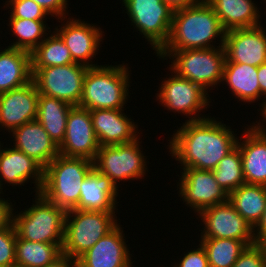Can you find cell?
I'll list each match as a JSON object with an SVG mask.
<instances>
[{
	"mask_svg": "<svg viewBox=\"0 0 266 267\" xmlns=\"http://www.w3.org/2000/svg\"><path fill=\"white\" fill-rule=\"evenodd\" d=\"M230 128L209 116L197 121L187 119L172 135L169 152L182 168L213 171L237 145L238 138Z\"/></svg>",
	"mask_w": 266,
	"mask_h": 267,
	"instance_id": "1",
	"label": "cell"
},
{
	"mask_svg": "<svg viewBox=\"0 0 266 267\" xmlns=\"http://www.w3.org/2000/svg\"><path fill=\"white\" fill-rule=\"evenodd\" d=\"M225 33L214 9L204 1L174 11L169 40L160 51L215 48L211 42L219 36L224 45Z\"/></svg>",
	"mask_w": 266,
	"mask_h": 267,
	"instance_id": "2",
	"label": "cell"
},
{
	"mask_svg": "<svg viewBox=\"0 0 266 267\" xmlns=\"http://www.w3.org/2000/svg\"><path fill=\"white\" fill-rule=\"evenodd\" d=\"M93 168L90 159L59 154L44 168V183L40 192L65 211L75 209L81 184Z\"/></svg>",
	"mask_w": 266,
	"mask_h": 267,
	"instance_id": "3",
	"label": "cell"
},
{
	"mask_svg": "<svg viewBox=\"0 0 266 267\" xmlns=\"http://www.w3.org/2000/svg\"><path fill=\"white\" fill-rule=\"evenodd\" d=\"M127 65L89 67L83 81L79 107L94 109H123L128 99L130 75Z\"/></svg>",
	"mask_w": 266,
	"mask_h": 267,
	"instance_id": "4",
	"label": "cell"
},
{
	"mask_svg": "<svg viewBox=\"0 0 266 267\" xmlns=\"http://www.w3.org/2000/svg\"><path fill=\"white\" fill-rule=\"evenodd\" d=\"M217 48L183 49L179 51H159V58L173 59L169 69L198 85L207 94L209 88L223 82L226 54L224 45ZM171 57V58H170Z\"/></svg>",
	"mask_w": 266,
	"mask_h": 267,
	"instance_id": "5",
	"label": "cell"
},
{
	"mask_svg": "<svg viewBox=\"0 0 266 267\" xmlns=\"http://www.w3.org/2000/svg\"><path fill=\"white\" fill-rule=\"evenodd\" d=\"M35 204L14 216L13 225L21 239L43 243H63L66 211L35 193Z\"/></svg>",
	"mask_w": 266,
	"mask_h": 267,
	"instance_id": "6",
	"label": "cell"
},
{
	"mask_svg": "<svg viewBox=\"0 0 266 267\" xmlns=\"http://www.w3.org/2000/svg\"><path fill=\"white\" fill-rule=\"evenodd\" d=\"M115 212L66 211L62 253L78 259L116 225Z\"/></svg>",
	"mask_w": 266,
	"mask_h": 267,
	"instance_id": "7",
	"label": "cell"
},
{
	"mask_svg": "<svg viewBox=\"0 0 266 267\" xmlns=\"http://www.w3.org/2000/svg\"><path fill=\"white\" fill-rule=\"evenodd\" d=\"M125 10L156 54L168 42L174 11L163 0H122Z\"/></svg>",
	"mask_w": 266,
	"mask_h": 267,
	"instance_id": "8",
	"label": "cell"
},
{
	"mask_svg": "<svg viewBox=\"0 0 266 267\" xmlns=\"http://www.w3.org/2000/svg\"><path fill=\"white\" fill-rule=\"evenodd\" d=\"M139 139L138 137L129 143L100 146L93 160L94 169L108 176L116 185L122 180L142 179L147 165L146 156L141 153Z\"/></svg>",
	"mask_w": 266,
	"mask_h": 267,
	"instance_id": "9",
	"label": "cell"
},
{
	"mask_svg": "<svg viewBox=\"0 0 266 267\" xmlns=\"http://www.w3.org/2000/svg\"><path fill=\"white\" fill-rule=\"evenodd\" d=\"M88 67L78 63L31 68L38 93L78 106L83 93V81Z\"/></svg>",
	"mask_w": 266,
	"mask_h": 267,
	"instance_id": "10",
	"label": "cell"
},
{
	"mask_svg": "<svg viewBox=\"0 0 266 267\" xmlns=\"http://www.w3.org/2000/svg\"><path fill=\"white\" fill-rule=\"evenodd\" d=\"M166 79L162 81L161 88L158 89L159 93L156 95L159 103L163 104L162 106L172 112L188 115V117L192 115L189 117V121L208 118L207 116L200 117L199 112L209 107L211 101H209V96H206L209 94L192 81L180 77L176 73Z\"/></svg>",
	"mask_w": 266,
	"mask_h": 267,
	"instance_id": "11",
	"label": "cell"
},
{
	"mask_svg": "<svg viewBox=\"0 0 266 267\" xmlns=\"http://www.w3.org/2000/svg\"><path fill=\"white\" fill-rule=\"evenodd\" d=\"M204 230L200 238H229L243 241L247 246L256 243L254 228L227 201L201 211Z\"/></svg>",
	"mask_w": 266,
	"mask_h": 267,
	"instance_id": "12",
	"label": "cell"
},
{
	"mask_svg": "<svg viewBox=\"0 0 266 267\" xmlns=\"http://www.w3.org/2000/svg\"><path fill=\"white\" fill-rule=\"evenodd\" d=\"M179 194L197 214L206 208L228 201L229 194L215 180L214 172L195 168H181Z\"/></svg>",
	"mask_w": 266,
	"mask_h": 267,
	"instance_id": "13",
	"label": "cell"
},
{
	"mask_svg": "<svg viewBox=\"0 0 266 267\" xmlns=\"http://www.w3.org/2000/svg\"><path fill=\"white\" fill-rule=\"evenodd\" d=\"M100 145L95 135L88 109L73 106L67 118L64 140L59 145L60 155L94 160Z\"/></svg>",
	"mask_w": 266,
	"mask_h": 267,
	"instance_id": "14",
	"label": "cell"
},
{
	"mask_svg": "<svg viewBox=\"0 0 266 267\" xmlns=\"http://www.w3.org/2000/svg\"><path fill=\"white\" fill-rule=\"evenodd\" d=\"M224 49L229 62L259 67L266 63V30L259 25L226 31Z\"/></svg>",
	"mask_w": 266,
	"mask_h": 267,
	"instance_id": "15",
	"label": "cell"
},
{
	"mask_svg": "<svg viewBox=\"0 0 266 267\" xmlns=\"http://www.w3.org/2000/svg\"><path fill=\"white\" fill-rule=\"evenodd\" d=\"M68 20L59 29L58 27L55 28V32L70 50L74 63L85 65L88 68L99 66L97 63L93 64L91 59L98 54L97 51L103 40L102 34L104 32L100 27L79 19H72L71 17Z\"/></svg>",
	"mask_w": 266,
	"mask_h": 267,
	"instance_id": "16",
	"label": "cell"
},
{
	"mask_svg": "<svg viewBox=\"0 0 266 267\" xmlns=\"http://www.w3.org/2000/svg\"><path fill=\"white\" fill-rule=\"evenodd\" d=\"M39 93L32 80L26 85L0 94V128L9 133L36 120Z\"/></svg>",
	"mask_w": 266,
	"mask_h": 267,
	"instance_id": "17",
	"label": "cell"
},
{
	"mask_svg": "<svg viewBox=\"0 0 266 267\" xmlns=\"http://www.w3.org/2000/svg\"><path fill=\"white\" fill-rule=\"evenodd\" d=\"M125 234L117 224L77 260L79 267H128L132 264Z\"/></svg>",
	"mask_w": 266,
	"mask_h": 267,
	"instance_id": "18",
	"label": "cell"
},
{
	"mask_svg": "<svg viewBox=\"0 0 266 267\" xmlns=\"http://www.w3.org/2000/svg\"><path fill=\"white\" fill-rule=\"evenodd\" d=\"M124 109L90 110L93 129L100 146L129 143L137 139V125ZM123 112V113H122Z\"/></svg>",
	"mask_w": 266,
	"mask_h": 267,
	"instance_id": "19",
	"label": "cell"
},
{
	"mask_svg": "<svg viewBox=\"0 0 266 267\" xmlns=\"http://www.w3.org/2000/svg\"><path fill=\"white\" fill-rule=\"evenodd\" d=\"M0 191L3 182L10 185H23L32 179L36 193L40 192L44 183V168L33 158L20 150L12 148L0 149Z\"/></svg>",
	"mask_w": 266,
	"mask_h": 267,
	"instance_id": "20",
	"label": "cell"
},
{
	"mask_svg": "<svg viewBox=\"0 0 266 267\" xmlns=\"http://www.w3.org/2000/svg\"><path fill=\"white\" fill-rule=\"evenodd\" d=\"M12 132L14 148L33 158L43 168L60 154L59 146L37 120L27 122Z\"/></svg>",
	"mask_w": 266,
	"mask_h": 267,
	"instance_id": "21",
	"label": "cell"
},
{
	"mask_svg": "<svg viewBox=\"0 0 266 267\" xmlns=\"http://www.w3.org/2000/svg\"><path fill=\"white\" fill-rule=\"evenodd\" d=\"M118 188L108 176L93 168L81 184L79 202L75 209L115 212Z\"/></svg>",
	"mask_w": 266,
	"mask_h": 267,
	"instance_id": "22",
	"label": "cell"
},
{
	"mask_svg": "<svg viewBox=\"0 0 266 267\" xmlns=\"http://www.w3.org/2000/svg\"><path fill=\"white\" fill-rule=\"evenodd\" d=\"M243 142L237 140L241 152L246 184L266 186V135L251 127L244 130Z\"/></svg>",
	"mask_w": 266,
	"mask_h": 267,
	"instance_id": "23",
	"label": "cell"
},
{
	"mask_svg": "<svg viewBox=\"0 0 266 267\" xmlns=\"http://www.w3.org/2000/svg\"><path fill=\"white\" fill-rule=\"evenodd\" d=\"M0 51V94L32 81L30 52L11 47Z\"/></svg>",
	"mask_w": 266,
	"mask_h": 267,
	"instance_id": "24",
	"label": "cell"
},
{
	"mask_svg": "<svg viewBox=\"0 0 266 267\" xmlns=\"http://www.w3.org/2000/svg\"><path fill=\"white\" fill-rule=\"evenodd\" d=\"M225 31L260 25V11L252 0H206Z\"/></svg>",
	"mask_w": 266,
	"mask_h": 267,
	"instance_id": "25",
	"label": "cell"
},
{
	"mask_svg": "<svg viewBox=\"0 0 266 267\" xmlns=\"http://www.w3.org/2000/svg\"><path fill=\"white\" fill-rule=\"evenodd\" d=\"M241 102H255L261 98L258 67L229 62L224 64L223 80Z\"/></svg>",
	"mask_w": 266,
	"mask_h": 267,
	"instance_id": "26",
	"label": "cell"
},
{
	"mask_svg": "<svg viewBox=\"0 0 266 267\" xmlns=\"http://www.w3.org/2000/svg\"><path fill=\"white\" fill-rule=\"evenodd\" d=\"M72 107L57 98L39 94L36 120L58 146L64 140L67 118Z\"/></svg>",
	"mask_w": 266,
	"mask_h": 267,
	"instance_id": "27",
	"label": "cell"
},
{
	"mask_svg": "<svg viewBox=\"0 0 266 267\" xmlns=\"http://www.w3.org/2000/svg\"><path fill=\"white\" fill-rule=\"evenodd\" d=\"M228 201L254 228L265 210L266 186L245 183L229 194Z\"/></svg>",
	"mask_w": 266,
	"mask_h": 267,
	"instance_id": "28",
	"label": "cell"
},
{
	"mask_svg": "<svg viewBox=\"0 0 266 267\" xmlns=\"http://www.w3.org/2000/svg\"><path fill=\"white\" fill-rule=\"evenodd\" d=\"M63 243H43L17 236L15 267H44L54 263L62 253Z\"/></svg>",
	"mask_w": 266,
	"mask_h": 267,
	"instance_id": "29",
	"label": "cell"
},
{
	"mask_svg": "<svg viewBox=\"0 0 266 267\" xmlns=\"http://www.w3.org/2000/svg\"><path fill=\"white\" fill-rule=\"evenodd\" d=\"M30 55L31 68H46L74 63L70 50L56 32L44 38Z\"/></svg>",
	"mask_w": 266,
	"mask_h": 267,
	"instance_id": "30",
	"label": "cell"
},
{
	"mask_svg": "<svg viewBox=\"0 0 266 267\" xmlns=\"http://www.w3.org/2000/svg\"><path fill=\"white\" fill-rule=\"evenodd\" d=\"M200 240L210 267H232L247 246L237 239L201 238Z\"/></svg>",
	"mask_w": 266,
	"mask_h": 267,
	"instance_id": "31",
	"label": "cell"
},
{
	"mask_svg": "<svg viewBox=\"0 0 266 267\" xmlns=\"http://www.w3.org/2000/svg\"><path fill=\"white\" fill-rule=\"evenodd\" d=\"M11 30L18 40L11 43V48L32 52L42 41L44 36H48L46 23L44 20H30L21 18H9ZM46 34V35H45ZM17 36V37H16ZM43 37V38H42Z\"/></svg>",
	"mask_w": 266,
	"mask_h": 267,
	"instance_id": "32",
	"label": "cell"
},
{
	"mask_svg": "<svg viewBox=\"0 0 266 267\" xmlns=\"http://www.w3.org/2000/svg\"><path fill=\"white\" fill-rule=\"evenodd\" d=\"M215 180L219 186L228 194L245 184L242 169V157L239 148L236 146L224 156L213 170Z\"/></svg>",
	"mask_w": 266,
	"mask_h": 267,
	"instance_id": "33",
	"label": "cell"
},
{
	"mask_svg": "<svg viewBox=\"0 0 266 267\" xmlns=\"http://www.w3.org/2000/svg\"><path fill=\"white\" fill-rule=\"evenodd\" d=\"M6 3L7 7L10 5V18L46 20V15H49L34 0H7Z\"/></svg>",
	"mask_w": 266,
	"mask_h": 267,
	"instance_id": "34",
	"label": "cell"
},
{
	"mask_svg": "<svg viewBox=\"0 0 266 267\" xmlns=\"http://www.w3.org/2000/svg\"><path fill=\"white\" fill-rule=\"evenodd\" d=\"M16 239L13 223L0 230V267H15Z\"/></svg>",
	"mask_w": 266,
	"mask_h": 267,
	"instance_id": "35",
	"label": "cell"
},
{
	"mask_svg": "<svg viewBox=\"0 0 266 267\" xmlns=\"http://www.w3.org/2000/svg\"><path fill=\"white\" fill-rule=\"evenodd\" d=\"M232 267H265L262 250L256 243L246 246Z\"/></svg>",
	"mask_w": 266,
	"mask_h": 267,
	"instance_id": "36",
	"label": "cell"
},
{
	"mask_svg": "<svg viewBox=\"0 0 266 267\" xmlns=\"http://www.w3.org/2000/svg\"><path fill=\"white\" fill-rule=\"evenodd\" d=\"M197 247V249L184 254L182 260L178 263L175 262L177 265L172 267H210L204 248L200 243Z\"/></svg>",
	"mask_w": 266,
	"mask_h": 267,
	"instance_id": "37",
	"label": "cell"
},
{
	"mask_svg": "<svg viewBox=\"0 0 266 267\" xmlns=\"http://www.w3.org/2000/svg\"><path fill=\"white\" fill-rule=\"evenodd\" d=\"M39 4L49 15L58 17L57 19L67 20L66 9H67V0H34ZM64 18V19H63Z\"/></svg>",
	"mask_w": 266,
	"mask_h": 267,
	"instance_id": "38",
	"label": "cell"
},
{
	"mask_svg": "<svg viewBox=\"0 0 266 267\" xmlns=\"http://www.w3.org/2000/svg\"><path fill=\"white\" fill-rule=\"evenodd\" d=\"M10 200L0 198V230L9 227L13 223V205Z\"/></svg>",
	"mask_w": 266,
	"mask_h": 267,
	"instance_id": "39",
	"label": "cell"
},
{
	"mask_svg": "<svg viewBox=\"0 0 266 267\" xmlns=\"http://www.w3.org/2000/svg\"><path fill=\"white\" fill-rule=\"evenodd\" d=\"M206 0H163V2L173 11L198 5Z\"/></svg>",
	"mask_w": 266,
	"mask_h": 267,
	"instance_id": "40",
	"label": "cell"
},
{
	"mask_svg": "<svg viewBox=\"0 0 266 267\" xmlns=\"http://www.w3.org/2000/svg\"><path fill=\"white\" fill-rule=\"evenodd\" d=\"M44 267H79V265H78V260L70 258L66 255H62L54 263H51Z\"/></svg>",
	"mask_w": 266,
	"mask_h": 267,
	"instance_id": "41",
	"label": "cell"
},
{
	"mask_svg": "<svg viewBox=\"0 0 266 267\" xmlns=\"http://www.w3.org/2000/svg\"><path fill=\"white\" fill-rule=\"evenodd\" d=\"M265 236H266V206H265V210H264V213L262 214L260 221L254 227V237H255L256 242L260 238H263Z\"/></svg>",
	"mask_w": 266,
	"mask_h": 267,
	"instance_id": "42",
	"label": "cell"
},
{
	"mask_svg": "<svg viewBox=\"0 0 266 267\" xmlns=\"http://www.w3.org/2000/svg\"><path fill=\"white\" fill-rule=\"evenodd\" d=\"M258 81L260 85L261 97L266 96V63L258 67Z\"/></svg>",
	"mask_w": 266,
	"mask_h": 267,
	"instance_id": "43",
	"label": "cell"
},
{
	"mask_svg": "<svg viewBox=\"0 0 266 267\" xmlns=\"http://www.w3.org/2000/svg\"><path fill=\"white\" fill-rule=\"evenodd\" d=\"M256 244L260 247L262 250V253L264 255V261H265V267H266V236L263 238H260Z\"/></svg>",
	"mask_w": 266,
	"mask_h": 267,
	"instance_id": "44",
	"label": "cell"
},
{
	"mask_svg": "<svg viewBox=\"0 0 266 267\" xmlns=\"http://www.w3.org/2000/svg\"><path fill=\"white\" fill-rule=\"evenodd\" d=\"M264 98L265 99L263 100V102L260 105V107H261V110H260L261 113H260V115H262V118H264L262 122H265L266 121V96Z\"/></svg>",
	"mask_w": 266,
	"mask_h": 267,
	"instance_id": "45",
	"label": "cell"
},
{
	"mask_svg": "<svg viewBox=\"0 0 266 267\" xmlns=\"http://www.w3.org/2000/svg\"><path fill=\"white\" fill-rule=\"evenodd\" d=\"M260 123H261L260 121L257 124L253 123L254 125H251L249 127H251L252 129H254L256 131L263 132L266 135V128L264 127L263 123H262V125H260Z\"/></svg>",
	"mask_w": 266,
	"mask_h": 267,
	"instance_id": "46",
	"label": "cell"
}]
</instances>
